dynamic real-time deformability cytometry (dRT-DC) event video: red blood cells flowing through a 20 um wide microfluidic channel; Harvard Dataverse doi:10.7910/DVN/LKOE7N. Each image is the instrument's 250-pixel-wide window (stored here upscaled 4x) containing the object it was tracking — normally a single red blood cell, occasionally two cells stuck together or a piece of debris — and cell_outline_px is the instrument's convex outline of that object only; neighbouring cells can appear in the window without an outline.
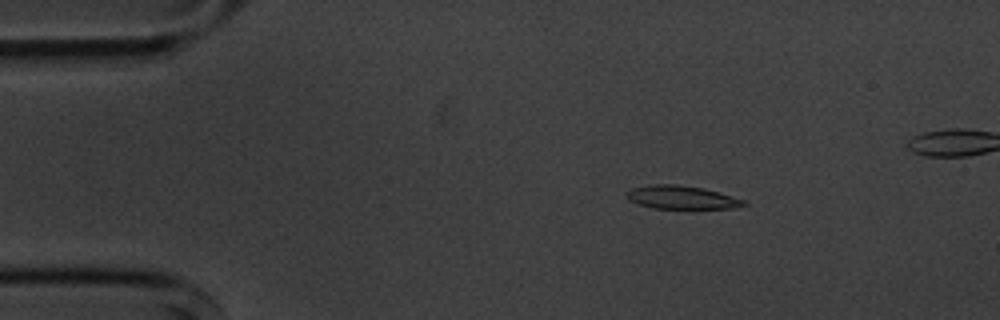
{"species": "common noctule bat (a hibernating species)", "species_latin": "Nyctalus noctula", "temperature_condition": "cold", "stored_images_in_passage": 4, "camera_frame_rate_fps": 3000, "um_per_image_px": 0.085, "animal": {"sex": "male", "body_mass_g": 20.1, "forearm_length_mm": 53.5}, "frame": {"image": 1, "passage_image": 1, "time_ms": 0.0, "image_size_px": [1000, 320], "cell_outline_px": [[748, 204], [732, 208], [692, 212], [652, 208], [628, 200], [628, 192], [632, 188], [652, 184], [676, 184], [704, 188], [744, 200]], "centroid_in_image_um": [57.99, 16.84], "position_along_channel_um": 27.0, "area_um2": 16.76}}